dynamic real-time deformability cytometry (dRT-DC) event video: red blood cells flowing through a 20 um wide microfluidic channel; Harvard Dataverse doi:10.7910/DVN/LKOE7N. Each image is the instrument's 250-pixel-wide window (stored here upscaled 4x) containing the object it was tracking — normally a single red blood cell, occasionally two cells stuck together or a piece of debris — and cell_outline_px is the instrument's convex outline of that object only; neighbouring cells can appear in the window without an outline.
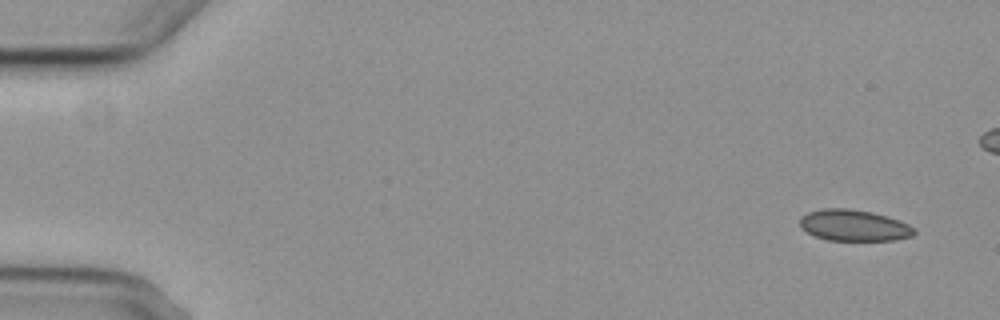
{"species": "common noctule bat (a hibernating species)", "species_latin": "Nyctalus noctula", "temperature_condition": "cold", "stored_images_in_passage": 6, "camera_frame_rate_fps": 3000, "um_per_image_px": 0.085, "animal": {"sex": "female", "body_mass_g": 29.2, "forearm_length_mm": 56.3}, "frame": {"image": 1, "passage_image": 1, "time_ms": 0.0, "image_size_px": [1000, 320], "cell_outline_px": [[916, 232], [912, 236], [892, 240], [828, 240], [816, 236], [800, 228], [800, 216], [808, 212], [824, 208], [848, 208], [868, 212], [884, 216], [908, 224], [916, 228]], "centroid_in_image_um": [72.55, 19.16], "position_along_channel_um": 12.5, "area_um2": 20.58}}
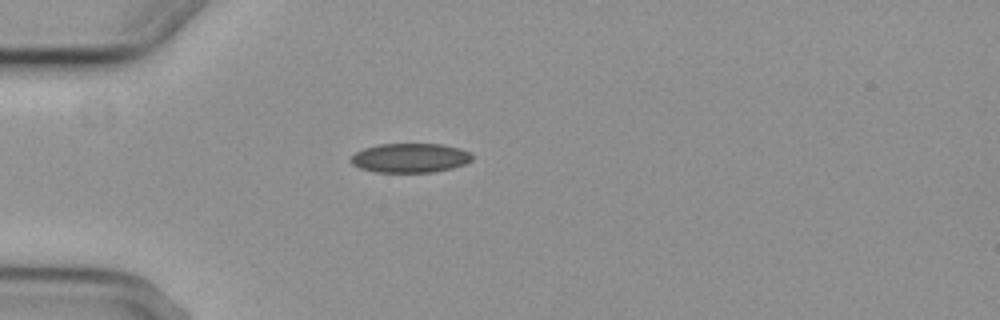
{"frame": {"image": 2, "passage_image": 6, "time_ms": 7.0, "image_size_px": [1000, 320], "cell_outline_px": [[472, 160], [464, 164], [452, 168], [432, 172], [376, 172], [360, 168], [352, 164], [348, 160], [356, 152], [364, 148], [380, 144], [444, 144], [460, 148], [468, 152], [472, 156]], "centroid_in_image_um": [34.84, 13.42], "position_along_channel_um": 50.2, "area_um2": 20.69}}